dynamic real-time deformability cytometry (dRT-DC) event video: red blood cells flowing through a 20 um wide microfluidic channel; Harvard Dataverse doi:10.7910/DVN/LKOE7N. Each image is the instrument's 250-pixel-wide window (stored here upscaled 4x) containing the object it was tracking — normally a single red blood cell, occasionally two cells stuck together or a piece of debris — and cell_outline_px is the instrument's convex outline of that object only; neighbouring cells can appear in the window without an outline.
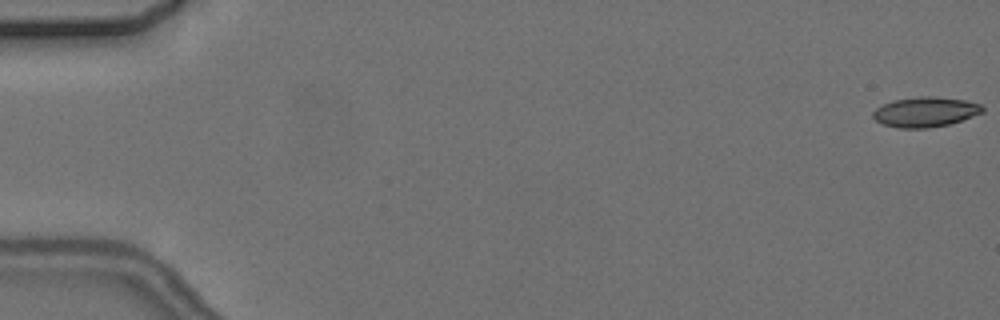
{"species": "common noctule bat (a hibernating species)", "species_latin": "Nyctalus noctula", "temperature_condition": "cold", "stored_images_in_passage": 5, "camera_frame_rate_fps": 3000, "um_per_image_px": 0.085, "animal": {"sex": "female", "body_mass_g": 24.6, "forearm_length_mm": 56.2}, "frame": {"image": 1, "passage_image": 1, "time_ms": 0.0, "image_size_px": [1000, 320], "cell_outline_px": [[984, 112], [948, 124], [928, 128], [900, 128], [884, 124], [876, 120], [872, 116], [872, 112], [876, 108], [884, 104], [896, 100], [920, 96], [932, 96], [964, 100], [980, 104], [984, 108]], "centroid_in_image_um": [78.65, 9.51], "position_along_channel_um": 6.3, "area_um2": 18.84}}
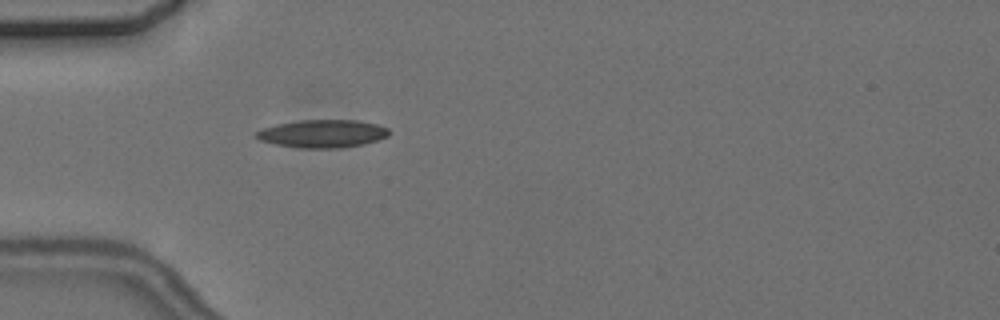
{"frame": {"image": 2, "passage_image": 5, "time_ms": 5.667, "image_size_px": [1000, 320], "cell_outline_px": [[392, 132], [388, 136], [376, 140], [360, 144], [340, 148], [300, 148], [276, 144], [260, 140], [256, 136], [256, 132], [264, 128], [276, 124], [300, 120], [356, 120], [376, 124], [388, 128]], "centroid_in_image_um": [27.43, 11.35], "position_along_channel_um": 57.6, "area_um2": 21.39}}